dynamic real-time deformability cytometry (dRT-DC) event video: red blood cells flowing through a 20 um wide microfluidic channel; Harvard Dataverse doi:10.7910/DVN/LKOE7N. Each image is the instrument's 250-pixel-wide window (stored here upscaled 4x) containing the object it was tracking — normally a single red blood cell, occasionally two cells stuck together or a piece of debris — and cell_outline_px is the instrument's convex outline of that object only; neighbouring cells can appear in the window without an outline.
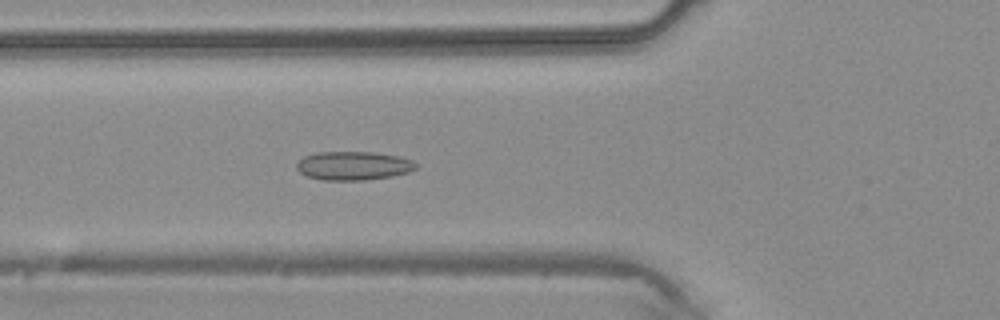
{"species": "common noctule bat (a hibernating species)", "species_latin": "Nyctalus noctula", "temperature_condition": "warm", "stored_images_in_passage": 44, "camera_frame_rate_fps": 3000, "um_per_image_px": 0.085, "animal": {"sex": "male", "body_mass_g": 20.4}, "frame": {"image": 1, "passage_image": 16, "time_ms": 5.0, "image_size_px": [1000, 320], "cell_outline_px": [[420, 164], [416, 168], [408, 172], [392, 176], [364, 180], [320, 180], [308, 176], [300, 172], [296, 168], [296, 164], [304, 156], [320, 152], [372, 152], [400, 156], [412, 160]], "centroid_in_image_um": [30.07, 14.09], "position_along_channel_um": 95.7, "area_um2": 20.0}}
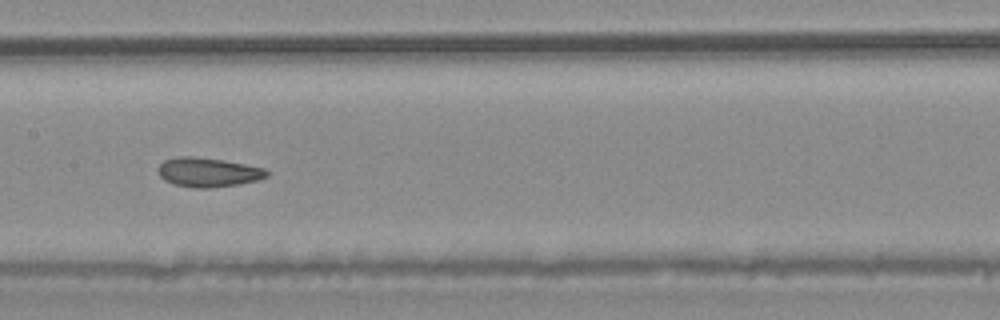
{"frame": {"image": 2, "passage_image": 22, "time_ms": 7.0, "image_size_px": [1000, 320], "cell_outline_px": [[272, 172], [268, 176], [256, 180], [240, 184], [208, 188], [192, 188], [172, 184], [164, 180], [156, 172], [156, 168], [164, 160], [176, 156], [192, 156], [224, 160], [264, 168]], "centroid_in_image_um": [17.65, 14.64], "position_along_channel_um": 189.7, "area_um2": 18.84}}
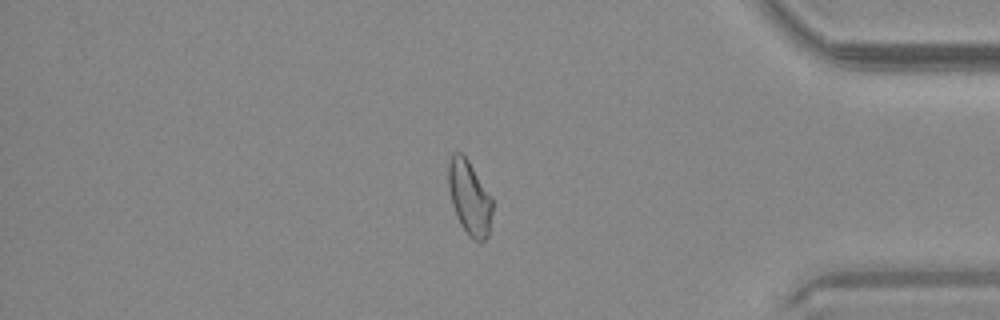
{"frame": {"image": 3, "passage_image": 37, "time_ms": 12.0, "image_size_px": [1000, 320], "cell_outline_px": [[492, 212], [488, 236], [480, 244], [468, 236], [460, 224], [456, 216], [452, 204], [448, 188], [448, 164], [452, 152], [460, 152], [468, 160], [492, 196]], "centroid_in_image_um": [39.9, 16.82], "position_along_channel_um": 395.3, "area_um2": 19.31}}